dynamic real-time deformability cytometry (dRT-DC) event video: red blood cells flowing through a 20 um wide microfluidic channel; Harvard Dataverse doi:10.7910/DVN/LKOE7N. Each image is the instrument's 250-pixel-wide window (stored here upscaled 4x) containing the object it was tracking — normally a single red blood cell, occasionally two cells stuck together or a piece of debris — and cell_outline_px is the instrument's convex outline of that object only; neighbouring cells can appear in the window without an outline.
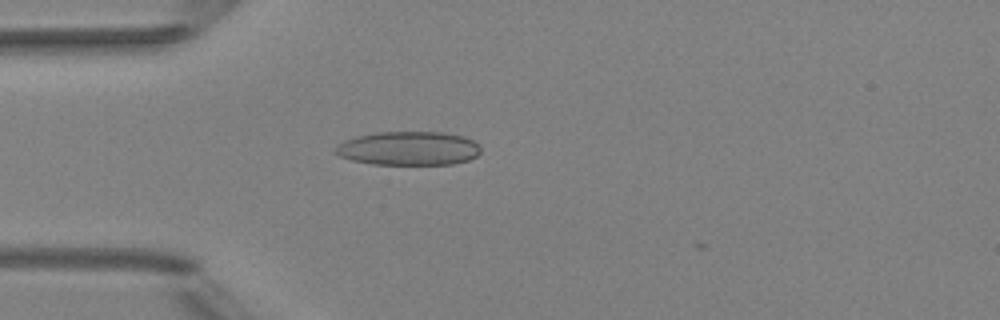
{"species": "Egyptian fruit bat (a non-hibernating species)", "species_latin": "Rousettus aegyptiacus", "temperature_condition": "room temperature", "stored_images_in_passage": 4, "camera_frame_rate_fps": 3000, "um_per_image_px": 0.085, "animal": {"sex": "female"}, "frame": {"image": 1, "passage_image": 4, "time_ms": 3.667, "image_size_px": [1000, 320], "cell_outline_px": [[480, 152], [476, 156], [468, 160], [452, 164], [372, 164], [352, 160], [340, 156], [332, 152], [332, 148], [336, 144], [344, 140], [356, 136], [380, 132], [444, 132], [464, 136], [480, 144]], "centroid_in_image_um": [34.7, 12.6], "position_along_channel_um": 50.3, "area_um2": 28.9}}